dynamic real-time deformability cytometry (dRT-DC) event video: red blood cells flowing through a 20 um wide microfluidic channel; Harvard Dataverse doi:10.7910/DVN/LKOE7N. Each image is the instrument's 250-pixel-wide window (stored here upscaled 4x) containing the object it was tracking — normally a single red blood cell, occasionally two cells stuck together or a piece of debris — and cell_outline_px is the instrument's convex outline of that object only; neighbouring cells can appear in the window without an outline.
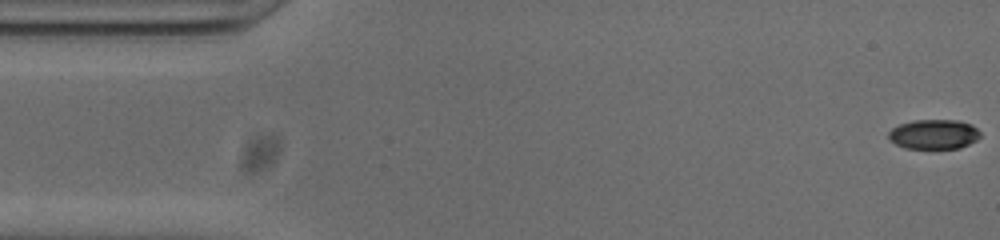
{"species": "common noctule bat (a hibernating species)", "species_latin": "Nyctalus noctula", "temperature_condition": "cold", "stored_images_in_passage": 53, "camera_frame_rate_fps": 3000, "um_per_image_px": 0.085, "animal": {"sex": "male", "body_mass_g": 20.0, "forearm_length_mm": 53.3}, "frame": {"image": 1, "passage_image": 1, "time_ms": 0.0, "image_size_px": [1000, 240], "cell_outline_px": [[980, 136], [976, 140], [960, 148], [904, 148], [888, 140], [888, 132], [892, 128], [900, 124], [912, 120], [960, 120], [972, 124], [980, 132]], "centroid_in_image_um": [79.36, 11.4], "position_along_channel_um": 5.6, "area_um2": 15.95}}
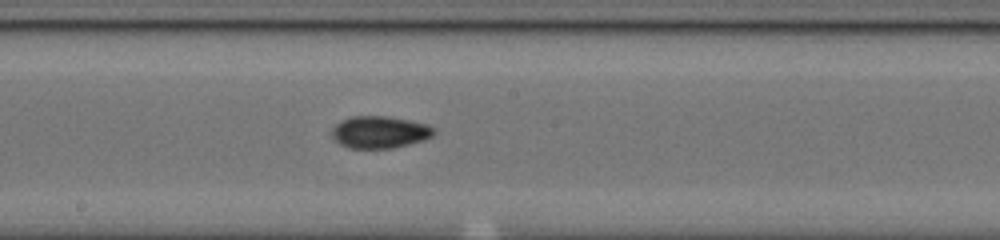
{"frame": {"image": 2, "passage_image": 27, "time_ms": 8.667, "image_size_px": [1000, 240], "cell_outline_px": [[436, 132], [432, 136], [424, 140], [392, 148], [348, 148], [340, 144], [328, 132], [340, 120], [348, 116], [388, 116], [428, 124], [436, 128]], "centroid_in_image_um": [32.25, 11.22], "position_along_channel_um": 215.9, "area_um2": 19.36}}
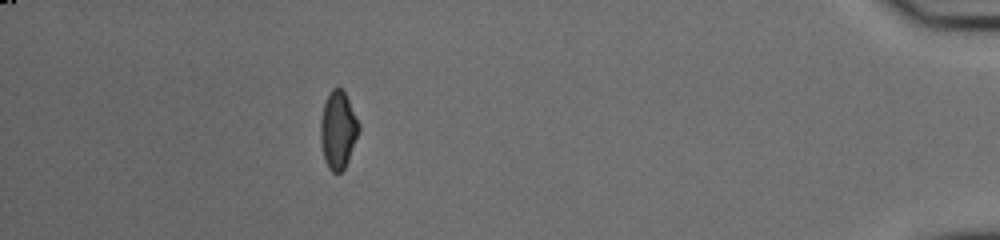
{"frame": {"image": 3, "passage_image": 47, "time_ms": 15.333, "image_size_px": [1000, 240], "cell_outline_px": [[360, 128], [348, 160], [344, 168], [340, 172], [332, 172], [328, 168], [324, 160], [320, 140], [320, 120], [324, 104], [332, 88], [340, 88], [344, 92], [360, 124]], "centroid_in_image_um": [28.72, 11.07], "position_along_channel_um": 406.5, "area_um2": 17.11}, "authors_computed_cell_mechanics": {"area_um2": 17.5712, "velocity_mm_per_s": 3.8267, "shape_relaxation_time_tau1_ms": 8.9527, "shape_relaxation_time_tau2_ms": 3.2484, "deformation_change_tau1": 0.2303, "deformation_change_tau2": 0.0725}}